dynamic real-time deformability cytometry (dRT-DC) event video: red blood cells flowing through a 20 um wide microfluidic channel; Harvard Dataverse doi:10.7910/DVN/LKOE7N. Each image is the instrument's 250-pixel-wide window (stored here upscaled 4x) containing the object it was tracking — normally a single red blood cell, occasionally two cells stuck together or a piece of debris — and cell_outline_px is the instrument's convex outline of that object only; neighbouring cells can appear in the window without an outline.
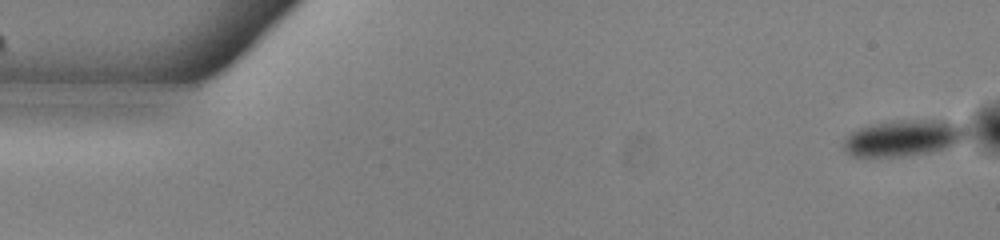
{"species": "common noctule bat (a hibernating species)", "species_latin": "Nyctalus noctula", "temperature_condition": "warm", "stored_images_in_passage": 53, "camera_frame_rate_fps": 3000, "um_per_image_px": 0.085, "animal": {"sex": "male", "body_mass_g": 13.0, "forearm_length_mm": 53.1}, "frame": {"image": 1, "passage_image": 1, "time_ms": 0.0, "image_size_px": [1000, 240], "cell_outline_px": [[968, 136], [964, 140], [956, 144], [932, 152], [908, 156], [852, 156], [844, 152], [844, 140], [852, 132], [860, 128], [872, 124], [900, 120], [952, 120], [960, 124], [964, 128]], "centroid_in_image_um": [76.84, 11.73], "position_along_channel_um": 8.2, "area_um2": 26.01}}
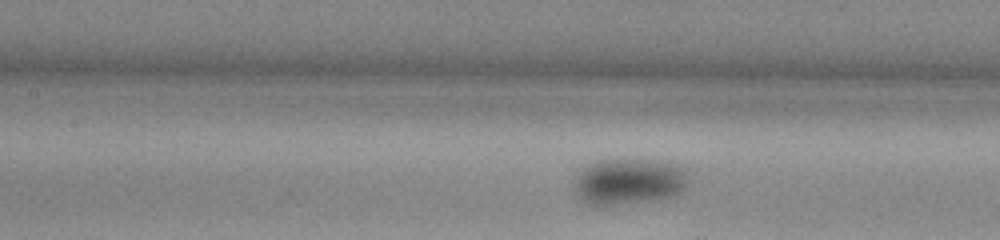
{"frame": {"image": 2, "passage_image": 23, "time_ms": 7.333, "image_size_px": [1000, 240], "cell_outline_px": [[688, 184], [680, 192], [672, 196], [648, 200], [616, 204], [600, 204], [584, 200], [576, 192], [576, 176], [580, 168], [596, 160], [648, 160], [684, 164], [688, 172]], "centroid_in_image_um": [53.54, 15.37], "position_along_channel_um": 153.9, "area_um2": 30.35}}
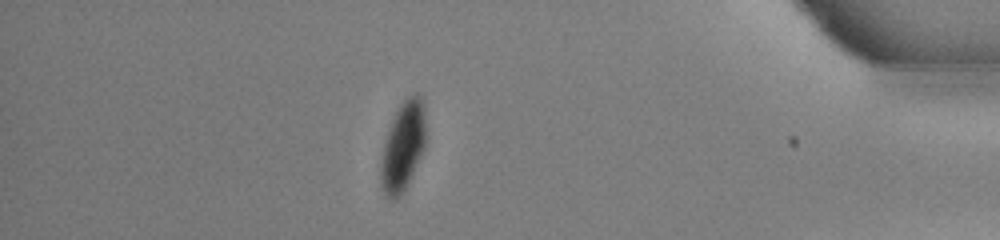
{"frame": {"image": 3, "passage_image": 46, "time_ms": 15.0, "image_size_px": [1000, 240], "cell_outline_px": [[424, 148], [400, 196], [392, 200], [384, 192], [380, 184], [380, 164], [384, 140], [388, 128], [396, 108], [408, 96], [416, 92], [424, 100]], "centroid_in_image_um": [34.21, 12.37], "position_along_channel_um": 401.0, "area_um2": 23.12}, "authors_computed_cell_mechanics": {"area_um2": 27.744, "velocity_mm_per_s": 3.8215, "shape_relaxation_time_tau1_ms": 6.049, "shape_relaxation_time_tau2_ms": 2.7722, "deformation_change_tau1": 0.0925, "deformation_change_tau2": 0.02}}